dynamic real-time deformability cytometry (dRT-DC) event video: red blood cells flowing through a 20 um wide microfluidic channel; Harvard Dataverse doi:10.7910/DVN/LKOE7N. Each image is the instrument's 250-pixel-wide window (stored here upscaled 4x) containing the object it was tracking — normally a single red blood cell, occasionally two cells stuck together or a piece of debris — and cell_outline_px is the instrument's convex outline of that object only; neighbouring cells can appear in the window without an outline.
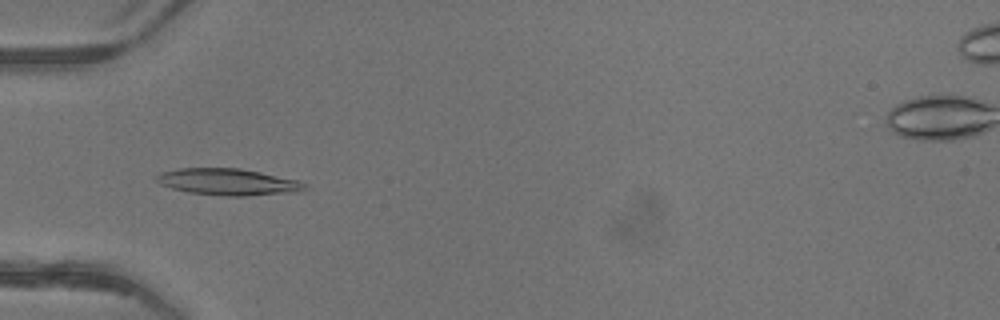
{"species": "common noctule bat (a hibernating species)", "species_latin": "Nyctalus noctula", "temperature_condition": "warm", "stored_images_in_passage": 50, "camera_frame_rate_fps": 3000, "um_per_image_px": 0.085, "animal": {"sex": "female"}, "frame": {"image": 1, "passage_image": 17, "time_ms": 5.333, "image_size_px": [1000, 320], "cell_outline_px": [[308, 188], [300, 192], [244, 196], [224, 196], [188, 192], [172, 188], [160, 184], [156, 180], [156, 176], [160, 172], [176, 168], [240, 168], [300, 180], [308, 184]], "centroid_in_image_um": [19.43, 15.46], "position_along_channel_um": 65.6, "area_um2": 23.29}}
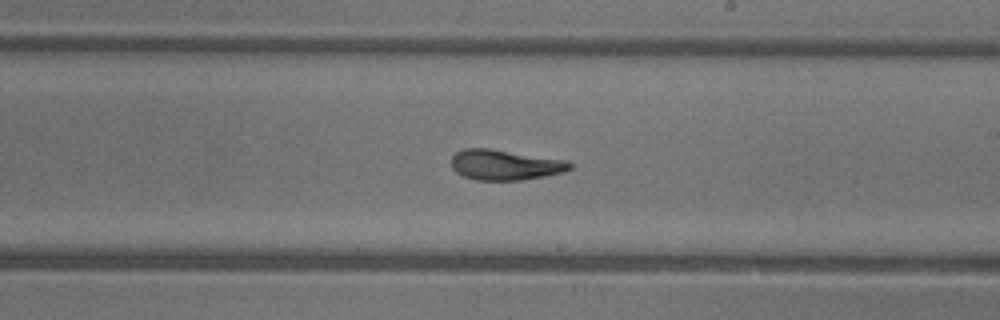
{"frame": {"image": 2, "passage_image": 30, "time_ms": 9.667, "image_size_px": [1000, 320], "cell_outline_px": [[572, 168], [564, 172], [544, 176], [520, 180], [476, 180], [464, 176], [456, 172], [452, 168], [452, 156], [456, 152], [464, 148], [488, 148], [568, 160], [572, 164]], "centroid_in_image_um": [42.93, 14.01], "position_along_channel_um": 246.1, "area_um2": 20.98}}
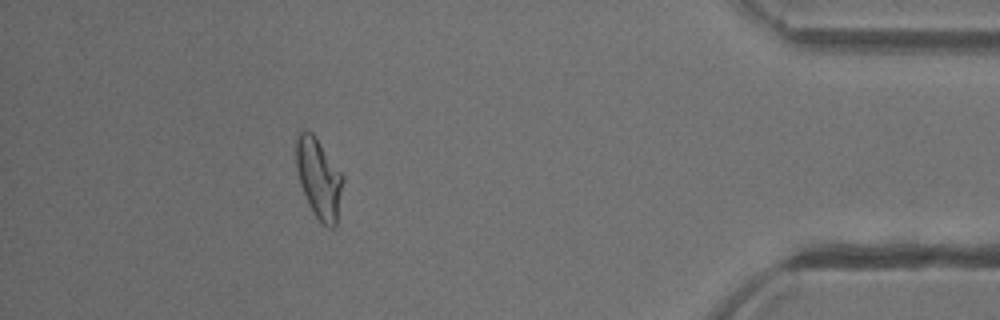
{"frame": {"image": 3, "passage_image": 45, "time_ms": 14.667, "image_size_px": [1000, 320], "cell_outline_px": [[344, 180], [336, 224], [332, 228], [328, 228], [316, 216], [300, 184], [296, 168], [296, 136], [304, 128], [312, 132], [344, 176]], "centroid_in_image_um": [27.1, 15.11], "position_along_channel_um": 408.1, "area_um2": 21.5}, "authors_computed_cell_mechanics": {"area_um2": 21.5016, "velocity_mm_per_s": 4.2005, "shape_relaxation_time_tau1_ms": 5.3368, "shape_relaxation_time_tau2_ms": 1.9921, "deformation_change_tau1": 0.2186, "deformation_change_tau2": 0.0737}}